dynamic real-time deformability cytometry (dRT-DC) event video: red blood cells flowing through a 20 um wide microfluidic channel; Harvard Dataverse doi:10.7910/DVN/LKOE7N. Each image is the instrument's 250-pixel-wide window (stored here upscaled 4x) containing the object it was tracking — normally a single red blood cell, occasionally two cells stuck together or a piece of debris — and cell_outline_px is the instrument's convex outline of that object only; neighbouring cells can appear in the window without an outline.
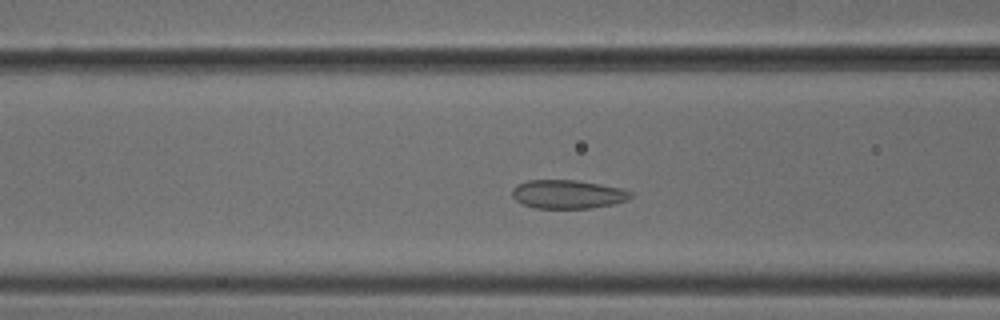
{"species": "common noctule bat (a hibernating species)", "species_latin": "Nyctalus noctula", "temperature_condition": "cold", "stored_images_in_passage": 46, "camera_frame_rate_fps": 3000, "um_per_image_px": 0.085, "animal": {"sex": "male", "body_mass_g": 18.8}, "frame": {"image": 1, "passage_image": 15, "time_ms": 4.667, "image_size_px": [1000, 320], "cell_outline_px": [[632, 196], [628, 200], [612, 204], [592, 208], [536, 208], [524, 204], [516, 200], [512, 196], [512, 188], [516, 184], [528, 180], [576, 180], [600, 184], [620, 188], [632, 192]], "centroid_in_image_um": [48.25, 16.5], "position_along_channel_um": 118.4, "area_um2": 19.77}}
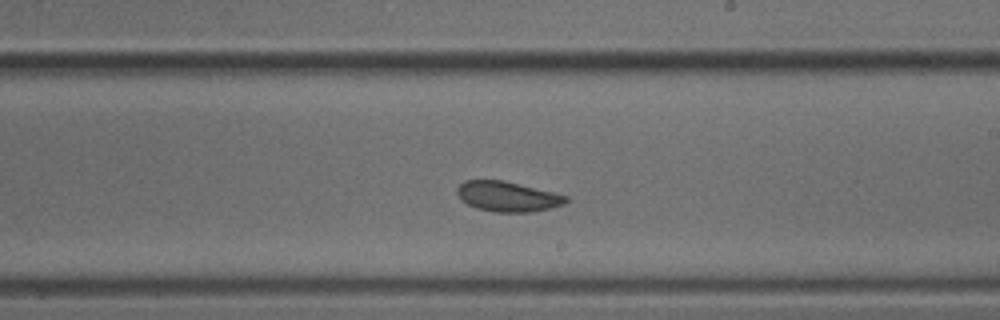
{"frame": {"image": 2, "passage_image": 25, "time_ms": 8.0, "image_size_px": [1000, 320], "cell_outline_px": [[568, 200], [564, 204], [532, 212], [496, 212], [476, 208], [460, 200], [456, 192], [456, 188], [464, 180], [504, 180], [568, 196]], "centroid_in_image_um": [43.1, 16.7], "position_along_channel_um": 245.9, "area_um2": 19.07}}
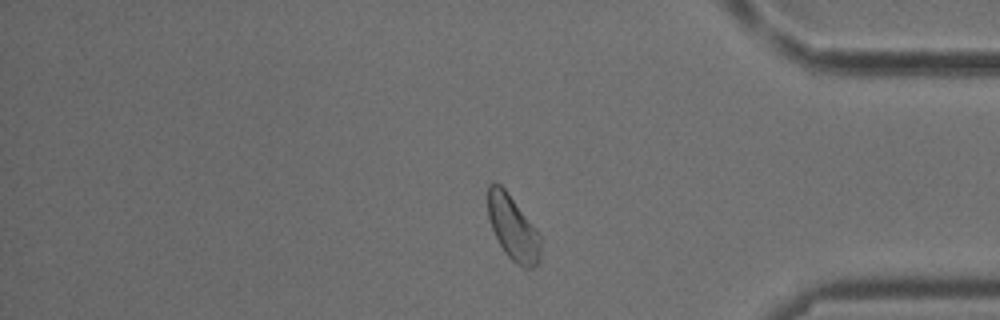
{"frame": {"image": 3, "passage_image": 38, "time_ms": 12.333, "image_size_px": [1000, 320], "cell_outline_px": [[540, 260], [532, 268], [524, 268], [516, 264], [504, 252], [492, 228], [488, 216], [488, 184], [500, 184], [504, 188], [536, 228], [540, 236]], "centroid_in_image_um": [43.61, 19.39], "position_along_channel_um": 391.6, "area_um2": 19.59}, "authors_computed_cell_mechanics": {"area_um2": 19.8543, "velocity_mm_per_s": 3.8286, "shape_relaxation_time_tau1_ms": null, "shape_relaxation_time_tau2_ms": 1.3265, "deformation_change_tau1": null, "deformation_change_tau2": 0.0529}}